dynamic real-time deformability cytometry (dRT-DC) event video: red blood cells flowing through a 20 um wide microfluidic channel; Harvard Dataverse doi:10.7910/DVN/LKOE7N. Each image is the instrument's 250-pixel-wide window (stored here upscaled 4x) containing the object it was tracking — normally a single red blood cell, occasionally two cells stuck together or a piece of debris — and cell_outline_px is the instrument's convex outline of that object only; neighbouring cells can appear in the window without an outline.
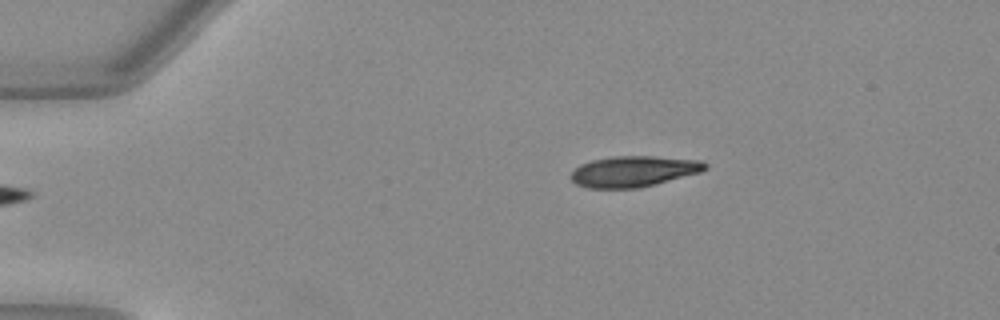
{"species": "Egyptian fruit bat (a non-hibernating species)", "species_latin": "Rousettus aegyptiacus", "temperature_condition": "warm", "stored_images_in_passage": 39, "camera_frame_rate_fps": 3000, "um_per_image_px": 0.085, "animal": {"sex": "female"}, "frame": {"image": 1, "passage_image": 1, "time_ms": 0.0, "image_size_px": [1000, 320], "cell_outline_px": [[708, 168], [700, 172], [636, 188], [588, 188], [576, 184], [572, 180], [572, 172], [580, 164], [592, 160], [616, 156], [652, 156], [700, 160], [708, 164]], "centroid_in_image_um": [53.85, 14.55], "position_along_channel_um": 31.2, "area_um2": 23.76}}
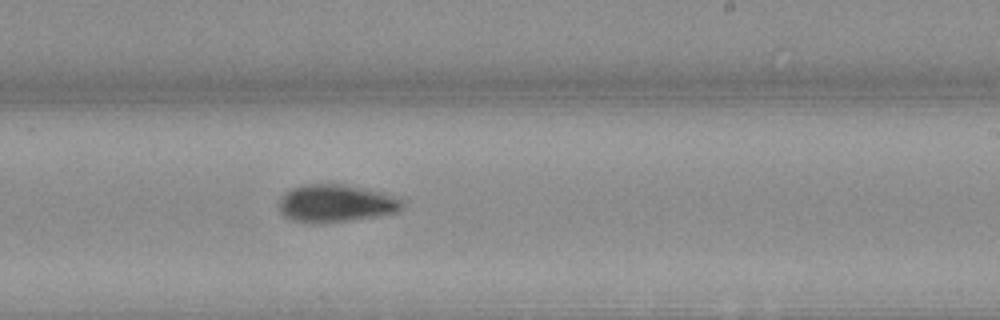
{"frame": {"image": 2, "passage_image": 23, "time_ms": 7.333, "image_size_px": [1000, 320], "cell_outline_px": [[404, 204], [396, 212], [376, 216], [348, 220], [316, 224], [292, 220], [284, 216], [280, 212], [280, 196], [284, 192], [292, 188], [304, 184], [344, 184], [380, 192], [404, 200]], "centroid_in_image_um": [28.5, 17.28], "position_along_channel_um": 260.5, "area_um2": 26.88}}
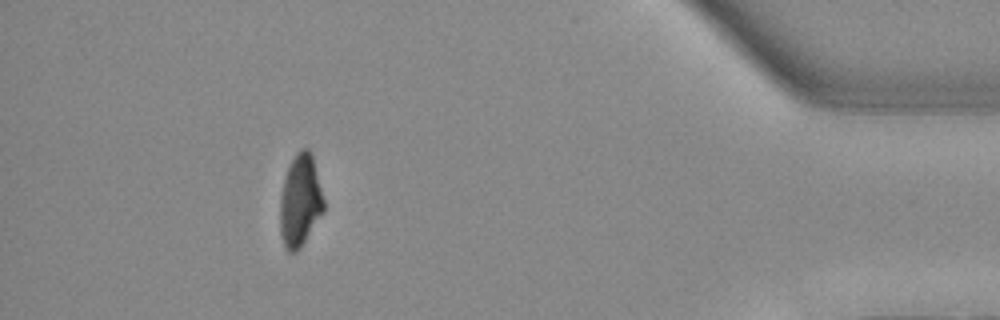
{"frame": {"image": 3, "passage_image": 38, "time_ms": 12.333, "image_size_px": [1000, 320], "cell_outline_px": [[324, 212], [300, 248], [296, 252], [288, 252], [284, 248], [280, 232], [280, 196], [284, 180], [288, 168], [296, 152], [300, 148], [308, 148], [312, 152], [324, 200]], "centroid_in_image_um": [25.52, 17.07], "position_along_channel_um": 409.7, "area_um2": 23.64}}